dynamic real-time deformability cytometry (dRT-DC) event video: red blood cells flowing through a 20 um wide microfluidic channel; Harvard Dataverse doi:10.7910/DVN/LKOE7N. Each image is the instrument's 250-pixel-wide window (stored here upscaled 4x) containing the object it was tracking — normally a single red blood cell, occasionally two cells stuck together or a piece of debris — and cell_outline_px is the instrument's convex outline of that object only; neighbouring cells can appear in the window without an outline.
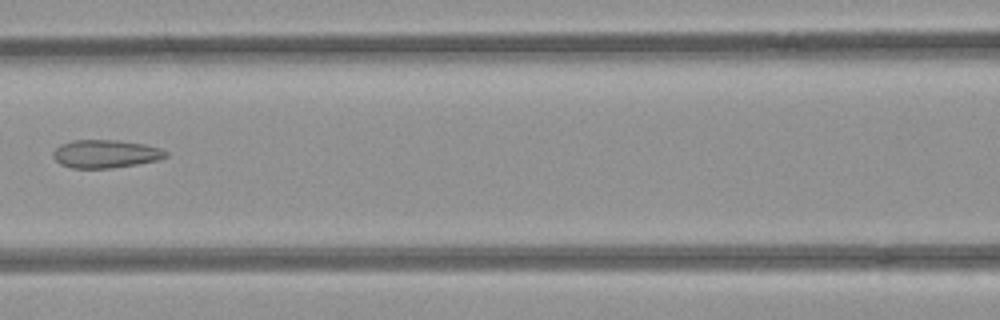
{"species": "common noctule bat (a hibernating species)", "species_latin": "Nyctalus noctula", "temperature_condition": "room temperature", "stored_images_in_passage": 7, "camera_frame_rate_fps": 3000, "um_per_image_px": 0.085, "animal": {"sex": "female", "body_mass_g": 21.9}, "frame": {"image": 1, "passage_image": 7, "time_ms": 2.0, "image_size_px": [1000, 320], "cell_outline_px": [[168, 156], [160, 160], [112, 168], [72, 168], [60, 164], [52, 156], [52, 152], [60, 144], [72, 140], [116, 140], [144, 144], [160, 148], [168, 152]], "centroid_in_image_um": [8.97, 13.08], "position_along_channel_um": 157.6, "area_um2": 18.55}}